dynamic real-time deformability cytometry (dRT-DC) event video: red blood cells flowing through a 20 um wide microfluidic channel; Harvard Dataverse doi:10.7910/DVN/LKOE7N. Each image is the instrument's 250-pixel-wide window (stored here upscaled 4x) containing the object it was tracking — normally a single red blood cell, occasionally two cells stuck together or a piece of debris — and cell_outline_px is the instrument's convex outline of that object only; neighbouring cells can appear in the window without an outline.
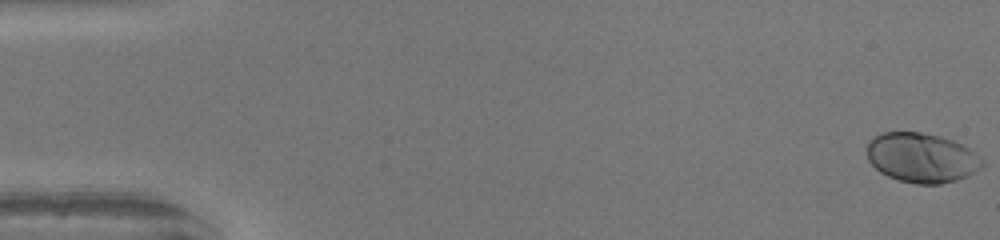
{"species": "human", "species_latin": "Homo sapiens", "temperature_condition": "warm", "stored_images_in_passage": 51, "camera_frame_rate_fps": 3000, "um_per_image_px": 0.085, "donor": {"sex": "female"}, "frame": {"image": 1, "passage_image": 1, "time_ms": 0.0, "image_size_px": [1000, 240], "cell_outline_px": [[984, 164], [980, 168], [968, 176], [956, 180], [940, 184], [916, 184], [900, 180], [888, 176], [880, 172], [868, 160], [868, 144], [880, 132], [920, 132], [940, 136], [952, 140], [968, 148], [984, 160]], "centroid_in_image_um": [78.35, 13.41], "position_along_channel_um": 6.6, "area_um2": 33.12}}
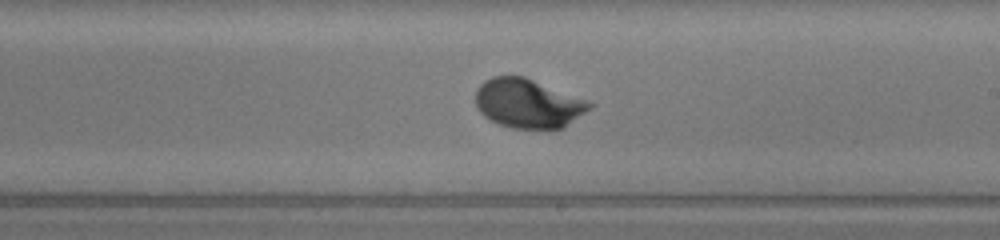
{"frame": {"image": 2, "passage_image": 30, "time_ms": 9.667, "image_size_px": [1000, 240], "cell_outline_px": [[596, 104], [592, 108], [564, 128], [552, 132], [512, 128], [500, 124], [484, 116], [476, 108], [476, 88], [484, 80], [492, 76], [524, 76]], "centroid_in_image_um": [44.9, 8.84], "position_along_channel_um": 244.1, "area_um2": 33.29}}
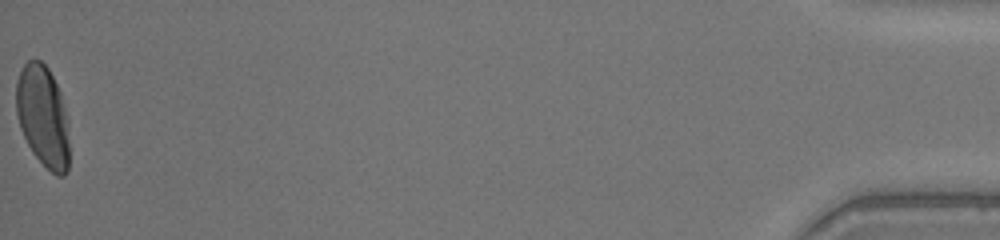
{"frame": {"image": 3, "passage_image": 51, "time_ms": 16.667, "image_size_px": [1000, 240], "cell_outline_px": [[68, 172], [64, 176], [56, 176], [32, 152], [20, 128], [16, 112], [16, 80], [20, 68], [28, 60], [40, 60], [48, 68], [60, 92], [68, 116]], "centroid_in_image_um": [3.64, 9.87], "position_along_channel_um": 431.6, "area_um2": 31.56}, "authors_computed_cell_mechanics": {"area_um2": 31.6166, "velocity_mm_per_s": 4.152, "shape_relaxation_time_tau1_ms": 2.2622, "shape_relaxation_time_tau2_ms": null, "deformation_change_tau1": 0.1674, "deformation_change_tau2": null}}